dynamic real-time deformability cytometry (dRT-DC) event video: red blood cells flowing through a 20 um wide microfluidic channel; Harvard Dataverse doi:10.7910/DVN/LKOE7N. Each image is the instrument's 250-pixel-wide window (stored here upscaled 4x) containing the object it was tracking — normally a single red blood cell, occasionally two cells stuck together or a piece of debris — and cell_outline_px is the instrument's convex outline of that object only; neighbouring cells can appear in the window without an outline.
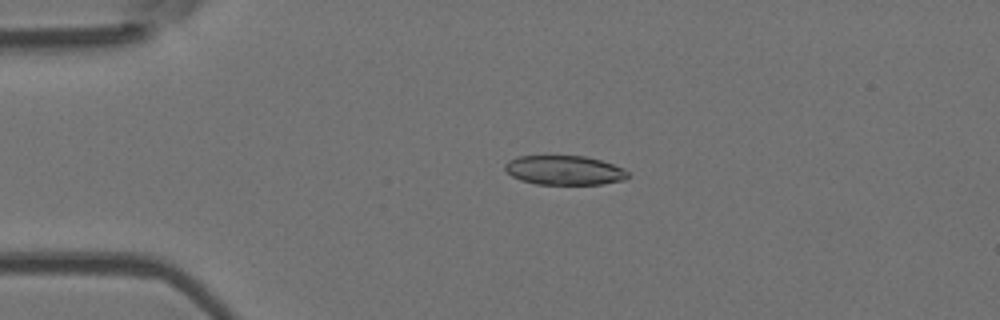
{"species": "Egyptian fruit bat (a non-hibernating species)", "species_latin": "Rousettus aegyptiacus", "temperature_condition": "room temperature", "stored_images_in_passage": 46, "camera_frame_rate_fps": 3000, "um_per_image_px": 0.085, "animal": {"sex": "female"}, "frame": {"image": 1, "passage_image": 6, "time_ms": 1.667, "image_size_px": [1000, 320], "cell_outline_px": [[628, 176], [624, 180], [600, 184], [536, 184], [520, 180], [512, 176], [504, 168], [504, 164], [508, 160], [516, 156], [584, 156], [600, 160], [624, 168], [628, 172]], "centroid_in_image_um": [47.94, 14.47], "position_along_channel_um": 37.1, "area_um2": 20.98}}
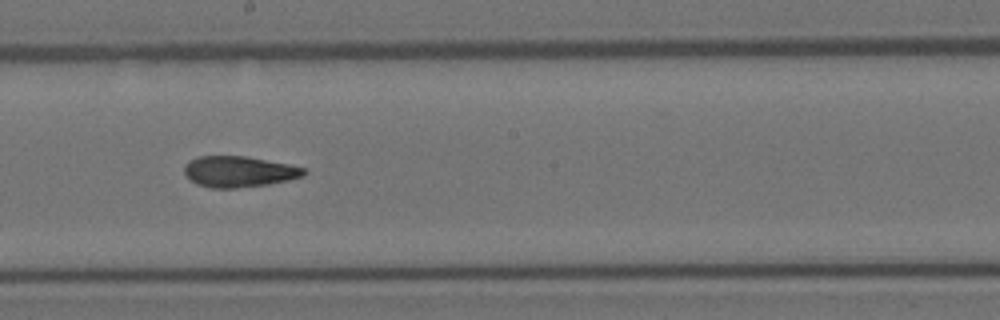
{"frame": {"image": 2, "passage_image": 23, "time_ms": 7.333, "image_size_px": [1000, 320], "cell_outline_px": [[308, 172], [304, 176], [288, 180], [268, 184], [236, 188], [212, 188], [196, 184], [184, 176], [184, 164], [188, 160], [200, 156], [244, 156], [288, 164], [304, 168]], "centroid_in_image_um": [20.26, 14.59], "position_along_channel_um": 227.9, "area_um2": 21.68}}
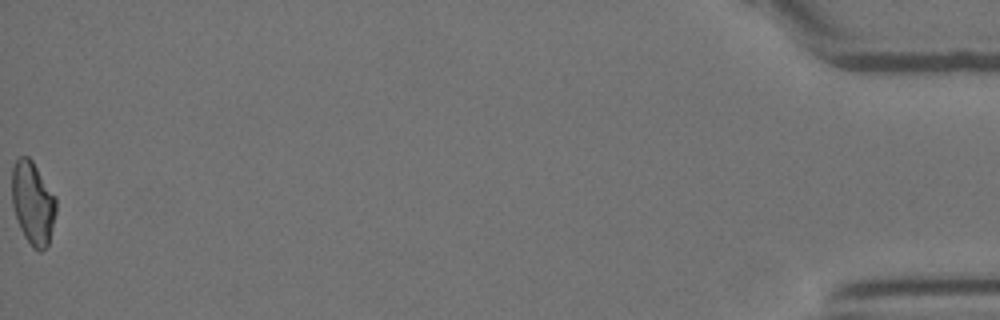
{"frame": {"image": 3, "passage_image": 46, "time_ms": 15.0, "image_size_px": [1000, 320], "cell_outline_px": [[56, 212], [48, 244], [40, 252], [32, 248], [24, 236], [20, 228], [12, 204], [12, 168], [16, 160], [20, 156], [28, 156], [32, 160], [56, 196]], "centroid_in_image_um": [2.79, 17.25], "position_along_channel_um": 432.4, "area_um2": 21.39}, "authors_computed_cell_mechanics": {"area_um2": 21.675, "velocity_mm_per_s": 3.9851, "shape_relaxation_time_tau1_ms": 5.0341, "shape_relaxation_time_tau2_ms": 2.7153, "deformation_change_tau1": 0.184, "deformation_change_tau2": 0.1082}}